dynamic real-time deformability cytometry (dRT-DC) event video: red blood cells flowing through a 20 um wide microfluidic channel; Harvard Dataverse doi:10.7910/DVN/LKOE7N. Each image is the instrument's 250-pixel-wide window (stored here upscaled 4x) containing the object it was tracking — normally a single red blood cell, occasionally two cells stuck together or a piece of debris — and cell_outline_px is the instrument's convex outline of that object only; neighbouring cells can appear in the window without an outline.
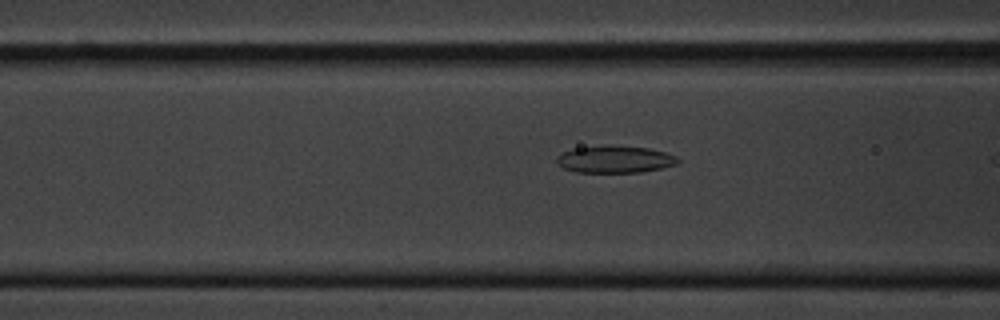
{"species": "common noctule bat (a hibernating species)", "species_latin": "Nyctalus noctula", "temperature_condition": "cold", "stored_images_in_passage": 8, "camera_frame_rate_fps": 3000, "um_per_image_px": 0.085, "animal": {"sex": "male", "body_mass_g": 20.1, "forearm_length_mm": 53.5}, "frame": {"image": 1, "passage_image": 6, "time_ms": 1.667, "image_size_px": [1000, 320], "cell_outline_px": [[680, 160], [676, 164], [660, 168], [640, 172], [576, 172], [564, 168], [556, 164], [556, 156], [572, 148], [648, 148], [664, 152], [676, 156]], "centroid_in_image_um": [52.24, 13.59], "position_along_channel_um": 114.4, "area_um2": 18.21}}